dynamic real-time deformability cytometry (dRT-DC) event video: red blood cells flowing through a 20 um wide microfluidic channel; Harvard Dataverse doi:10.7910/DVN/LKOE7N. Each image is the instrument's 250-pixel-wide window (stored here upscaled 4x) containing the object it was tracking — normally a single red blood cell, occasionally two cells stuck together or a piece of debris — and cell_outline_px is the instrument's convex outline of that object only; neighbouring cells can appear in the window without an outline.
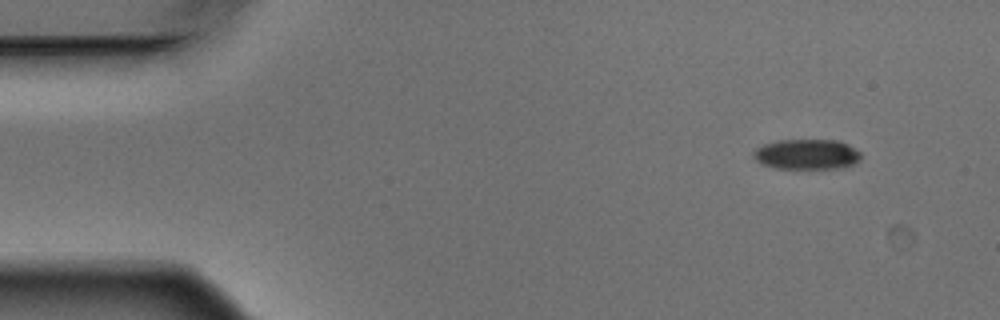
{"species": "Egyptian fruit bat (a non-hibernating species)", "species_latin": "Rousettus aegyptiacus", "temperature_condition": "warm", "stored_images_in_passage": 5, "segment_of_instrument_passage": [1, 2], "camera_frame_rate_fps": 3000, "um_per_image_px": 0.085, "animal": {"sex": "male"}, "frame": {"image": 1, "passage_image": 1, "time_ms": 0.0, "image_size_px": [1000, 320], "cell_outline_px": [[860, 160], [852, 164], [840, 168], [776, 168], [760, 164], [752, 156], [752, 152], [756, 148], [764, 144], [776, 140], [840, 140], [848, 144], [860, 152]], "centroid_in_image_um": [68.54, 13.1], "position_along_channel_um": 16.5, "area_um2": 19.02}}